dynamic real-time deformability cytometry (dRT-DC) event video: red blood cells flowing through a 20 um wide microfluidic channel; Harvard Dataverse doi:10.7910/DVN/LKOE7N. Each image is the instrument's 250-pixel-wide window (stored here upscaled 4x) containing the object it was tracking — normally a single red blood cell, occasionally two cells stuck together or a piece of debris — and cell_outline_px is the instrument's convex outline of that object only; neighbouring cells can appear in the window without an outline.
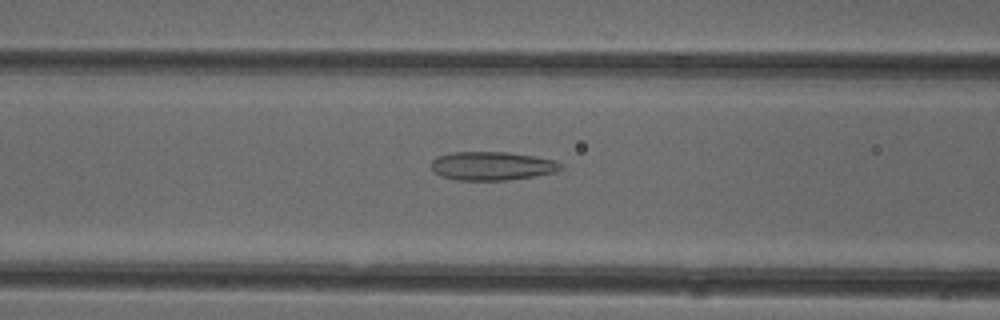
{"species": "common noctule bat (a hibernating species)", "species_latin": "Nyctalus noctula", "temperature_condition": "cold", "stored_images_in_passage": 30, "camera_frame_rate_fps": 3000, "um_per_image_px": 0.085, "animal": {"sex": "female"}, "frame": {"image": 1, "passage_image": 9, "time_ms": 2.667, "image_size_px": [1000, 320], "cell_outline_px": [[564, 168], [556, 172], [508, 180], [456, 180], [444, 176], [436, 172], [432, 168], [432, 160], [436, 156], [452, 152], [508, 152], [556, 160], [564, 164]], "centroid_in_image_um": [41.87, 14.1], "position_along_channel_um": 124.7, "area_um2": 21.56}}
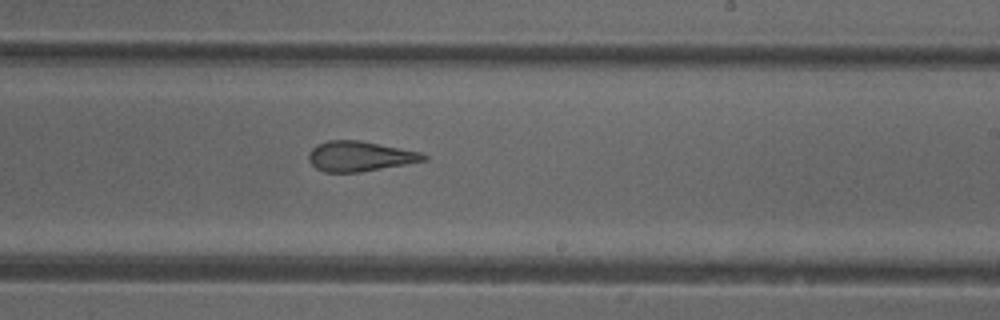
{"frame": {"image": 2, "passage_image": 19, "time_ms": 6.0, "image_size_px": [1000, 320], "cell_outline_px": [[428, 160], [360, 172], [324, 172], [316, 168], [308, 160], [308, 152], [316, 144], [328, 140], [360, 140], [420, 152], [428, 156]], "centroid_in_image_um": [30.55, 13.28], "position_along_channel_um": 258.4, "area_um2": 20.17}}
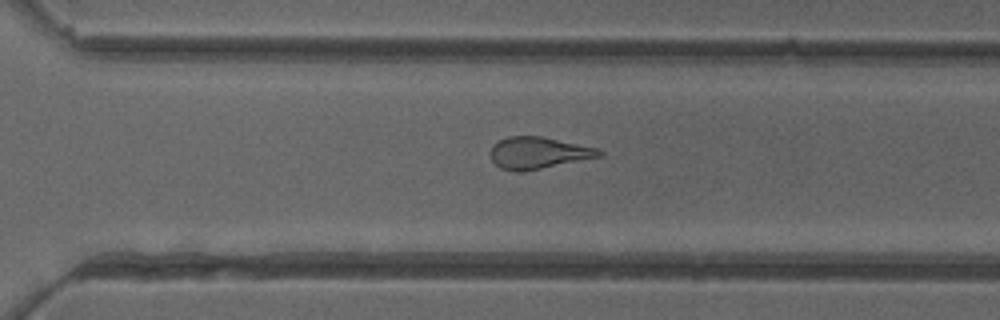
{"frame": {"image": 3, "passage_image": 24, "time_ms": 7.667, "image_size_px": [1000, 320], "cell_outline_px": [[604, 156], [520, 172], [500, 168], [492, 160], [488, 152], [500, 140], [508, 136], [540, 136], [600, 148], [604, 152]], "centroid_in_image_um": [45.8, 12.99], "position_along_channel_um": 324.8, "area_um2": 20.11}}